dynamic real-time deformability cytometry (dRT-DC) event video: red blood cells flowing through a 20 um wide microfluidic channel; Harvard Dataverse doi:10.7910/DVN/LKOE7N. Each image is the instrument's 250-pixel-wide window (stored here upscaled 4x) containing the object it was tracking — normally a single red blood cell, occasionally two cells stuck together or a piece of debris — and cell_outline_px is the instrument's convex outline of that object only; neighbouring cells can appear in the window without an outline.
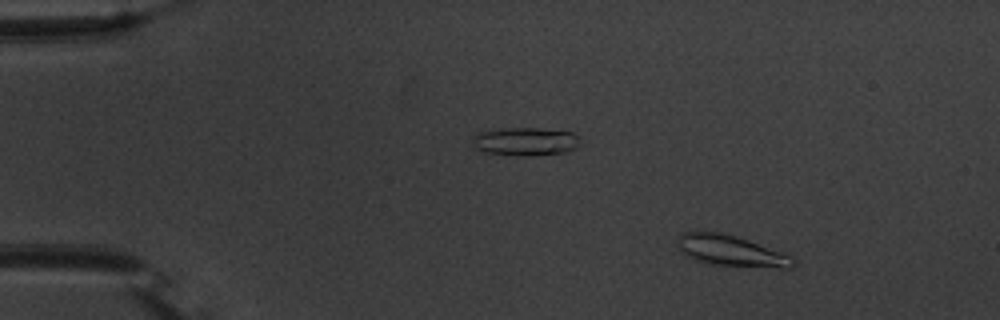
{"species": "common noctule bat (a hibernating species)", "species_latin": "Nyctalus noctula", "temperature_condition": "warm", "stored_images_in_passage": 55, "camera_frame_rate_fps": 3000, "um_per_image_px": 0.085, "animal": {"sex": "male", "body_mass_g": 20.1, "forearm_length_mm": 53.5}, "frame": {"image": 1, "passage_image": 7, "time_ms": 2.0, "image_size_px": [1000, 320], "cell_outline_px": [[796, 264], [792, 268], [784, 268], [708, 264], [696, 260], [680, 252], [680, 236], [684, 232], [720, 232], [736, 236], [748, 240], [780, 252], [796, 260]], "centroid_in_image_um": [62.15, 21.33], "position_along_channel_um": 22.8, "area_um2": 20.29}}
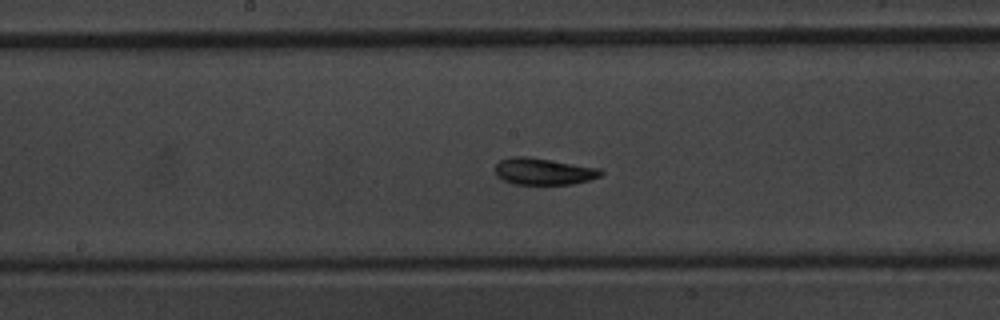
{"frame": {"image": 2, "passage_image": 29, "time_ms": 9.333, "image_size_px": [1000, 320], "cell_outline_px": [[604, 172], [600, 176], [588, 180], [572, 184], [512, 184], [496, 176], [492, 168], [500, 160], [512, 156], [528, 156], [600, 168]], "centroid_in_image_um": [46.15, 14.56], "position_along_channel_um": 202.1, "area_um2": 16.65}}
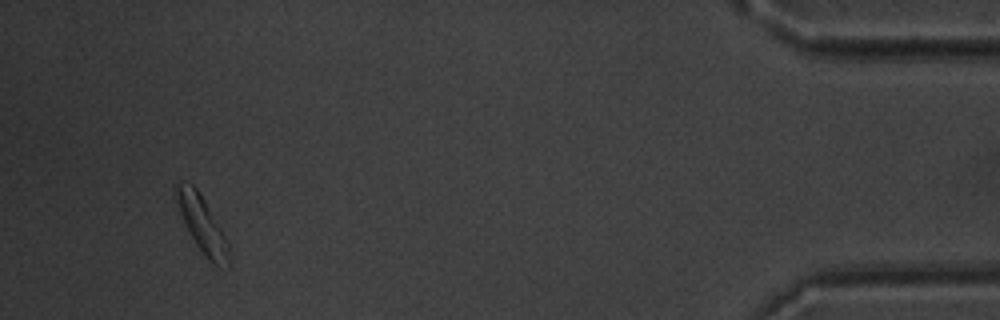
{"frame": {"image": 3, "passage_image": 52, "time_ms": 17.0, "image_size_px": [1000, 320], "cell_outline_px": [[232, 264], [228, 268], [216, 268], [204, 256], [188, 232], [172, 200], [172, 188], [176, 184], [192, 184], [200, 192], [228, 240], [232, 256]], "centroid_in_image_um": [17.18, 19.14], "position_along_channel_um": 418.0, "area_um2": 18.44}, "authors_computed_cell_mechanics": {"area_um2": 16.9932, "velocity_mm_per_s": 3.6817, "shape_relaxation_time_tau1_ms": 3.2737, "shape_relaxation_time_tau2_ms": 3.3915, "deformation_change_tau1": 0.0926, "deformation_change_tau2": 0.0884}}